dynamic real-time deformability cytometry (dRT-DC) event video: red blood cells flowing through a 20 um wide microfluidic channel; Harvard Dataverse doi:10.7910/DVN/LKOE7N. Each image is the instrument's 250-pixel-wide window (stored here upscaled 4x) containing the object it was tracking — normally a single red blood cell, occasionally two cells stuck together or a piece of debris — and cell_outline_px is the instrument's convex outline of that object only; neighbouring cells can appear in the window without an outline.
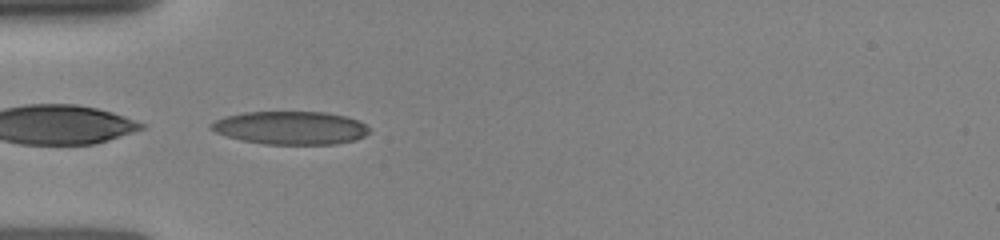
{"species": "human", "species_latin": "Homo sapiens", "temperature_condition": "room temperature", "stored_images_in_passage": 42, "camera_frame_rate_fps": 3000, "um_per_image_px": 0.085, "donor": {"sex": "female"}, "frame": {"image": 1, "passage_image": 1, "time_ms": 0.0, "image_size_px": [1000, 240], "cell_outline_px": [[372, 132], [356, 140], [336, 144], [264, 144], [240, 140], [216, 132], [208, 128], [208, 124], [224, 116], [244, 112], [324, 112], [344, 116], [356, 120], [372, 128]], "centroid_in_image_um": [24.7, 10.87], "position_along_channel_um": 60.3, "area_um2": 30.75}}
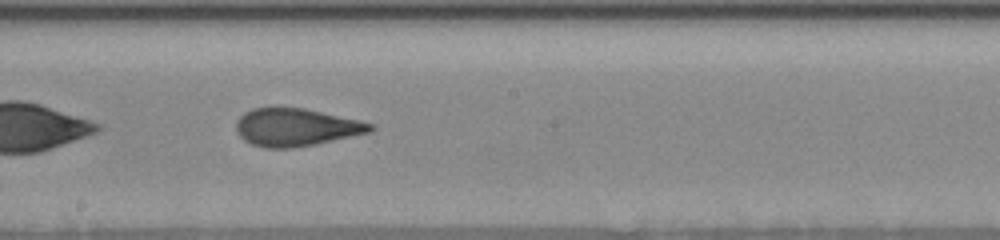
{"frame": {"image": 2, "passage_image": 23, "time_ms": 4.0, "image_size_px": [1000, 240], "cell_outline_px": [[376, 128], [372, 132], [316, 144], [292, 148], [264, 148], [252, 144], [244, 140], [236, 132], [236, 124], [240, 116], [244, 112], [252, 108], [276, 104], [304, 108], [360, 120], [376, 124]], "centroid_in_image_um": [25.16, 10.78], "position_along_channel_um": 223.0, "area_um2": 30.4}}
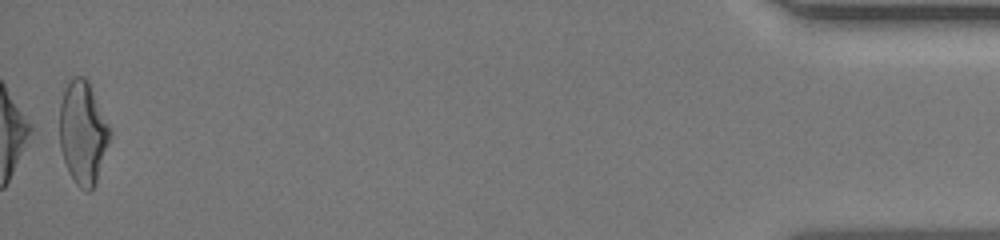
{"frame": {"image": 3, "passage_image": 42, "time_ms": 11.0, "image_size_px": [1000, 240], "cell_outline_px": [[112, 136], [96, 180], [92, 188], [88, 192], [80, 188], [76, 184], [68, 172], [60, 148], [60, 104], [68, 80], [72, 76], [84, 76], [88, 80], [112, 132]], "centroid_in_image_um": [7.05, 11.26], "position_along_channel_um": 428.2, "area_um2": 30.17}}